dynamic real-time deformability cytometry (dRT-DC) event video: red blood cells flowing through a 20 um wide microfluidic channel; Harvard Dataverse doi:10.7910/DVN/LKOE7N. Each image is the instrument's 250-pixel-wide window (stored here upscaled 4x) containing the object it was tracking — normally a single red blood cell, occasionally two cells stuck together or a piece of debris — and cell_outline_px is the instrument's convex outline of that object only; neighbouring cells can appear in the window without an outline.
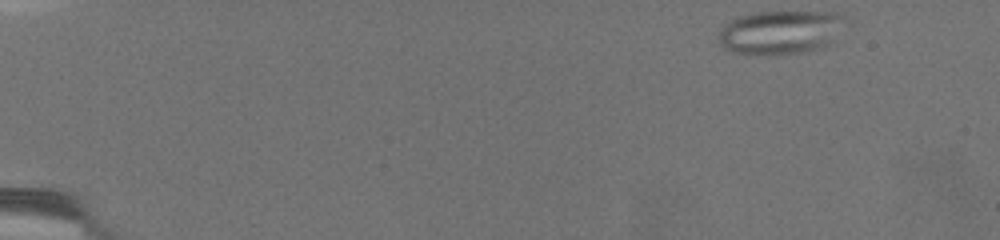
{"species": "common noctule bat (a hibernating species)", "species_latin": "Nyctalus noctula", "temperature_condition": "warm", "stored_images_in_passage": 55, "camera_frame_rate_fps": 3000, "um_per_image_px": 0.085, "animal": {"sex": "female", "body_mass_g": 19.5, "forearm_length_mm": 54.1}, "frame": {"image": 1, "passage_image": 1, "time_ms": 0.0, "image_size_px": [1000, 240], "cell_outline_px": [[848, 20], [832, 40], [828, 44], [820, 48], [804, 52], [780, 56], [732, 52], [724, 48], [720, 44], [720, 28], [732, 20], [740, 16], [756, 12], [836, 12], [844, 16]], "centroid_in_image_um": [66.36, 2.75], "position_along_channel_um": 18.6, "area_um2": 32.43}}
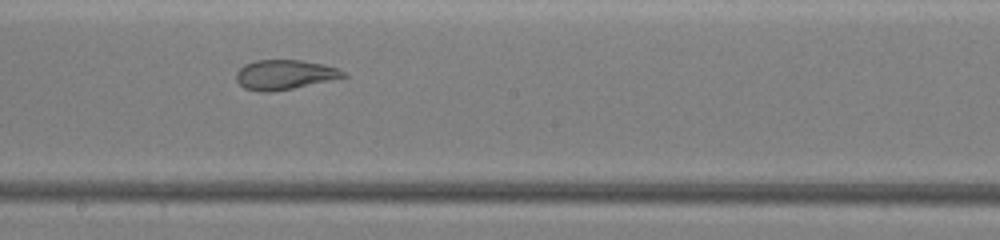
{"frame": {"image": 2, "passage_image": 36, "time_ms": 11.667, "image_size_px": [1000, 240], "cell_outline_px": [[348, 76], [292, 88], [268, 92], [264, 92], [244, 88], [236, 80], [236, 72], [244, 64], [256, 60], [300, 60], [324, 64], [336, 68], [344, 72]], "centroid_in_image_um": [24.15, 6.33], "position_along_channel_um": 224.0, "area_um2": 18.26}}
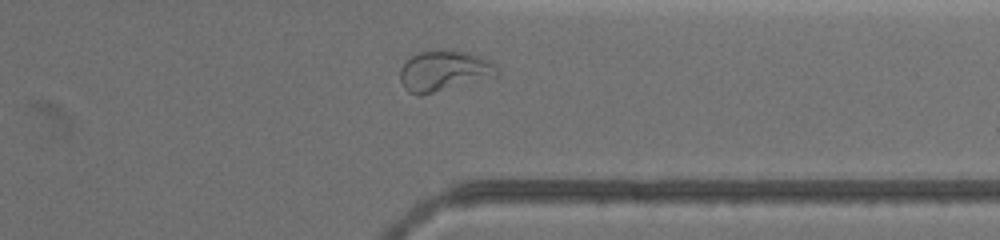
{"frame": {"image": 3, "passage_image": 51, "time_ms": 16.667, "image_size_px": [1000, 240], "cell_outline_px": [[500, 72], [496, 76], [420, 96], [416, 96], [408, 92], [404, 88], [400, 80], [400, 68], [412, 56], [420, 52], [444, 48], [468, 52], [492, 60], [500, 68]], "centroid_in_image_um": [37.77, 6.01], "position_along_channel_um": 373.6, "area_um2": 23.35}, "authors_computed_cell_mechanics": {"area_um2": 23.409, "velocity_mm_per_s": 3.0035, "shape_relaxation_time_tau1_ms": null, "shape_relaxation_time_tau2_ms": 2.0834, "deformation_change_tau1": null, "deformation_change_tau2": 0.0842}}